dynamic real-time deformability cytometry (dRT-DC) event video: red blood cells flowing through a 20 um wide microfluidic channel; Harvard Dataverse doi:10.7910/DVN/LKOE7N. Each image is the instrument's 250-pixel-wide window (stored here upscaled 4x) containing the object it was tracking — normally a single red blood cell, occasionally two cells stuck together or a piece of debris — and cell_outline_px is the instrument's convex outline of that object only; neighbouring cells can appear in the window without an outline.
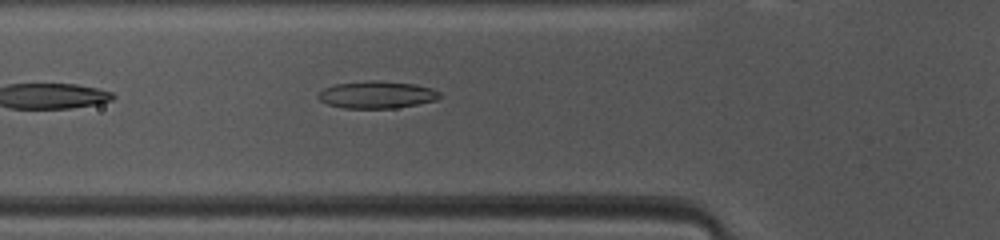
{"species": "common noctule bat (a hibernating species)", "species_latin": "Nyctalus noctula", "temperature_condition": "warm", "stored_images_in_passage": 8, "camera_frame_rate_fps": 3000, "um_per_image_px": 0.085, "animal": {"sex": "female", "body_mass_g": 10.0, "forearm_length_mm": 53.1}, "frame": {"image": 1, "passage_image": 5, "time_ms": 1.333, "image_size_px": [1000, 240], "cell_outline_px": [[440, 96], [436, 100], [396, 108], [344, 108], [328, 104], [320, 100], [316, 96], [324, 88], [336, 84], [368, 80], [380, 80], [416, 84], [432, 88], [440, 92]], "centroid_in_image_um": [32.03, 8.04], "position_along_channel_um": 93.8, "area_um2": 19.31}}